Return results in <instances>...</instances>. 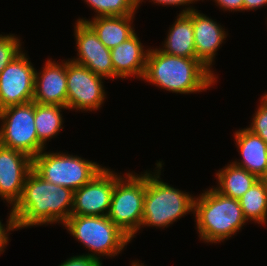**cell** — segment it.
<instances>
[{
	"label": "cell",
	"instance_id": "1",
	"mask_svg": "<svg viewBox=\"0 0 267 266\" xmlns=\"http://www.w3.org/2000/svg\"><path fill=\"white\" fill-rule=\"evenodd\" d=\"M74 191L47 182L31 170L26 176L18 202L11 207L15 228L64 224L71 216Z\"/></svg>",
	"mask_w": 267,
	"mask_h": 266
},
{
	"label": "cell",
	"instance_id": "2",
	"mask_svg": "<svg viewBox=\"0 0 267 266\" xmlns=\"http://www.w3.org/2000/svg\"><path fill=\"white\" fill-rule=\"evenodd\" d=\"M216 75L198 59L172 56L149 49L142 80L173 93L202 92L216 82Z\"/></svg>",
	"mask_w": 267,
	"mask_h": 266
},
{
	"label": "cell",
	"instance_id": "3",
	"mask_svg": "<svg viewBox=\"0 0 267 266\" xmlns=\"http://www.w3.org/2000/svg\"><path fill=\"white\" fill-rule=\"evenodd\" d=\"M196 229L199 238L206 243H219L245 225L239 200L219 193L215 187L194 199Z\"/></svg>",
	"mask_w": 267,
	"mask_h": 266
},
{
	"label": "cell",
	"instance_id": "4",
	"mask_svg": "<svg viewBox=\"0 0 267 266\" xmlns=\"http://www.w3.org/2000/svg\"><path fill=\"white\" fill-rule=\"evenodd\" d=\"M156 168L158 170L153 174L146 171V192L141 227L167 228L188 212H194L195 197L161 180L162 162H157Z\"/></svg>",
	"mask_w": 267,
	"mask_h": 266
},
{
	"label": "cell",
	"instance_id": "5",
	"mask_svg": "<svg viewBox=\"0 0 267 266\" xmlns=\"http://www.w3.org/2000/svg\"><path fill=\"white\" fill-rule=\"evenodd\" d=\"M63 226L91 250L92 253L86 255L98 260H101V256H116L131 241L108 216L71 215Z\"/></svg>",
	"mask_w": 267,
	"mask_h": 266
},
{
	"label": "cell",
	"instance_id": "6",
	"mask_svg": "<svg viewBox=\"0 0 267 266\" xmlns=\"http://www.w3.org/2000/svg\"><path fill=\"white\" fill-rule=\"evenodd\" d=\"M43 151L32 158V170L45 181L73 191L88 183L104 168L77 155Z\"/></svg>",
	"mask_w": 267,
	"mask_h": 266
},
{
	"label": "cell",
	"instance_id": "7",
	"mask_svg": "<svg viewBox=\"0 0 267 266\" xmlns=\"http://www.w3.org/2000/svg\"><path fill=\"white\" fill-rule=\"evenodd\" d=\"M146 192V172L126 173L114 186L108 218L131 240L141 228Z\"/></svg>",
	"mask_w": 267,
	"mask_h": 266
},
{
	"label": "cell",
	"instance_id": "8",
	"mask_svg": "<svg viewBox=\"0 0 267 266\" xmlns=\"http://www.w3.org/2000/svg\"><path fill=\"white\" fill-rule=\"evenodd\" d=\"M0 145L19 150L31 158L45 146L38 140L34 122V101L0 110Z\"/></svg>",
	"mask_w": 267,
	"mask_h": 266
},
{
	"label": "cell",
	"instance_id": "9",
	"mask_svg": "<svg viewBox=\"0 0 267 266\" xmlns=\"http://www.w3.org/2000/svg\"><path fill=\"white\" fill-rule=\"evenodd\" d=\"M104 78L95 75L86 66L67 60V108L94 111L105 100Z\"/></svg>",
	"mask_w": 267,
	"mask_h": 266
},
{
	"label": "cell",
	"instance_id": "10",
	"mask_svg": "<svg viewBox=\"0 0 267 266\" xmlns=\"http://www.w3.org/2000/svg\"><path fill=\"white\" fill-rule=\"evenodd\" d=\"M21 52L0 73V110L33 101L35 69Z\"/></svg>",
	"mask_w": 267,
	"mask_h": 266
},
{
	"label": "cell",
	"instance_id": "11",
	"mask_svg": "<svg viewBox=\"0 0 267 266\" xmlns=\"http://www.w3.org/2000/svg\"><path fill=\"white\" fill-rule=\"evenodd\" d=\"M121 177L104 167L88 183L74 191L71 215L107 216L115 183Z\"/></svg>",
	"mask_w": 267,
	"mask_h": 266
},
{
	"label": "cell",
	"instance_id": "12",
	"mask_svg": "<svg viewBox=\"0 0 267 266\" xmlns=\"http://www.w3.org/2000/svg\"><path fill=\"white\" fill-rule=\"evenodd\" d=\"M76 22L74 35L78 58L71 61L86 66L97 76L114 79L111 50L99 40L98 35L87 23Z\"/></svg>",
	"mask_w": 267,
	"mask_h": 266
},
{
	"label": "cell",
	"instance_id": "13",
	"mask_svg": "<svg viewBox=\"0 0 267 266\" xmlns=\"http://www.w3.org/2000/svg\"><path fill=\"white\" fill-rule=\"evenodd\" d=\"M32 170V158L19 150L0 145V197L14 206L21 197L24 182Z\"/></svg>",
	"mask_w": 267,
	"mask_h": 266
},
{
	"label": "cell",
	"instance_id": "14",
	"mask_svg": "<svg viewBox=\"0 0 267 266\" xmlns=\"http://www.w3.org/2000/svg\"><path fill=\"white\" fill-rule=\"evenodd\" d=\"M41 72L35 71L33 101L67 107V61L47 60Z\"/></svg>",
	"mask_w": 267,
	"mask_h": 266
},
{
	"label": "cell",
	"instance_id": "15",
	"mask_svg": "<svg viewBox=\"0 0 267 266\" xmlns=\"http://www.w3.org/2000/svg\"><path fill=\"white\" fill-rule=\"evenodd\" d=\"M193 29L196 59L211 71L216 51L226 38L225 28L222 29L219 23L193 9Z\"/></svg>",
	"mask_w": 267,
	"mask_h": 266
},
{
	"label": "cell",
	"instance_id": "16",
	"mask_svg": "<svg viewBox=\"0 0 267 266\" xmlns=\"http://www.w3.org/2000/svg\"><path fill=\"white\" fill-rule=\"evenodd\" d=\"M135 33L126 41L111 49L114 78H128L132 75L143 78L149 49H143Z\"/></svg>",
	"mask_w": 267,
	"mask_h": 266
},
{
	"label": "cell",
	"instance_id": "17",
	"mask_svg": "<svg viewBox=\"0 0 267 266\" xmlns=\"http://www.w3.org/2000/svg\"><path fill=\"white\" fill-rule=\"evenodd\" d=\"M235 141L241 154L234 165L246 169L259 179L267 178V143L247 128L235 131Z\"/></svg>",
	"mask_w": 267,
	"mask_h": 266
},
{
	"label": "cell",
	"instance_id": "18",
	"mask_svg": "<svg viewBox=\"0 0 267 266\" xmlns=\"http://www.w3.org/2000/svg\"><path fill=\"white\" fill-rule=\"evenodd\" d=\"M193 8H184L169 29L163 48L160 50L172 56L196 58L193 29Z\"/></svg>",
	"mask_w": 267,
	"mask_h": 266
},
{
	"label": "cell",
	"instance_id": "19",
	"mask_svg": "<svg viewBox=\"0 0 267 266\" xmlns=\"http://www.w3.org/2000/svg\"><path fill=\"white\" fill-rule=\"evenodd\" d=\"M134 14L126 16H95L91 21L80 18L77 21L87 23L98 35L99 40L112 49L135 34L132 26Z\"/></svg>",
	"mask_w": 267,
	"mask_h": 266
},
{
	"label": "cell",
	"instance_id": "20",
	"mask_svg": "<svg viewBox=\"0 0 267 266\" xmlns=\"http://www.w3.org/2000/svg\"><path fill=\"white\" fill-rule=\"evenodd\" d=\"M216 177L218 178V186L215 189L234 199H239L259 180L254 174L233 163L219 170Z\"/></svg>",
	"mask_w": 267,
	"mask_h": 266
},
{
	"label": "cell",
	"instance_id": "21",
	"mask_svg": "<svg viewBox=\"0 0 267 266\" xmlns=\"http://www.w3.org/2000/svg\"><path fill=\"white\" fill-rule=\"evenodd\" d=\"M61 109L68 110L60 105L38 104L34 102V122L38 140L46 146L50 138H54L63 128Z\"/></svg>",
	"mask_w": 267,
	"mask_h": 266
},
{
	"label": "cell",
	"instance_id": "22",
	"mask_svg": "<svg viewBox=\"0 0 267 266\" xmlns=\"http://www.w3.org/2000/svg\"><path fill=\"white\" fill-rule=\"evenodd\" d=\"M244 218L258 224L267 222V180L259 179L239 199Z\"/></svg>",
	"mask_w": 267,
	"mask_h": 266
},
{
	"label": "cell",
	"instance_id": "23",
	"mask_svg": "<svg viewBox=\"0 0 267 266\" xmlns=\"http://www.w3.org/2000/svg\"><path fill=\"white\" fill-rule=\"evenodd\" d=\"M96 16H126L135 14L137 0H84Z\"/></svg>",
	"mask_w": 267,
	"mask_h": 266
},
{
	"label": "cell",
	"instance_id": "24",
	"mask_svg": "<svg viewBox=\"0 0 267 266\" xmlns=\"http://www.w3.org/2000/svg\"><path fill=\"white\" fill-rule=\"evenodd\" d=\"M21 52V42L18 37L13 34H0V73Z\"/></svg>",
	"mask_w": 267,
	"mask_h": 266
},
{
	"label": "cell",
	"instance_id": "25",
	"mask_svg": "<svg viewBox=\"0 0 267 266\" xmlns=\"http://www.w3.org/2000/svg\"><path fill=\"white\" fill-rule=\"evenodd\" d=\"M260 102L252 118V123L247 129L260 136L267 143V96H262Z\"/></svg>",
	"mask_w": 267,
	"mask_h": 266
},
{
	"label": "cell",
	"instance_id": "26",
	"mask_svg": "<svg viewBox=\"0 0 267 266\" xmlns=\"http://www.w3.org/2000/svg\"><path fill=\"white\" fill-rule=\"evenodd\" d=\"M59 266H102V262L96 258L83 254L70 257Z\"/></svg>",
	"mask_w": 267,
	"mask_h": 266
},
{
	"label": "cell",
	"instance_id": "27",
	"mask_svg": "<svg viewBox=\"0 0 267 266\" xmlns=\"http://www.w3.org/2000/svg\"><path fill=\"white\" fill-rule=\"evenodd\" d=\"M4 226L5 225H3L0 220V253L4 252V248H6L5 246L7 245L9 241L7 232L13 231L14 229L16 230L11 211L7 219L6 228Z\"/></svg>",
	"mask_w": 267,
	"mask_h": 266
},
{
	"label": "cell",
	"instance_id": "28",
	"mask_svg": "<svg viewBox=\"0 0 267 266\" xmlns=\"http://www.w3.org/2000/svg\"><path fill=\"white\" fill-rule=\"evenodd\" d=\"M221 9L225 11H243L244 10V0H214Z\"/></svg>",
	"mask_w": 267,
	"mask_h": 266
},
{
	"label": "cell",
	"instance_id": "29",
	"mask_svg": "<svg viewBox=\"0 0 267 266\" xmlns=\"http://www.w3.org/2000/svg\"><path fill=\"white\" fill-rule=\"evenodd\" d=\"M143 0H137V7L140 6L139 4L142 2ZM154 3L162 4V5H173V6H178V5H189V4H193L195 1L198 2V0H151ZM200 1V0H199Z\"/></svg>",
	"mask_w": 267,
	"mask_h": 266
},
{
	"label": "cell",
	"instance_id": "30",
	"mask_svg": "<svg viewBox=\"0 0 267 266\" xmlns=\"http://www.w3.org/2000/svg\"><path fill=\"white\" fill-rule=\"evenodd\" d=\"M267 5V0H244V11L255 10Z\"/></svg>",
	"mask_w": 267,
	"mask_h": 266
}]
</instances>
